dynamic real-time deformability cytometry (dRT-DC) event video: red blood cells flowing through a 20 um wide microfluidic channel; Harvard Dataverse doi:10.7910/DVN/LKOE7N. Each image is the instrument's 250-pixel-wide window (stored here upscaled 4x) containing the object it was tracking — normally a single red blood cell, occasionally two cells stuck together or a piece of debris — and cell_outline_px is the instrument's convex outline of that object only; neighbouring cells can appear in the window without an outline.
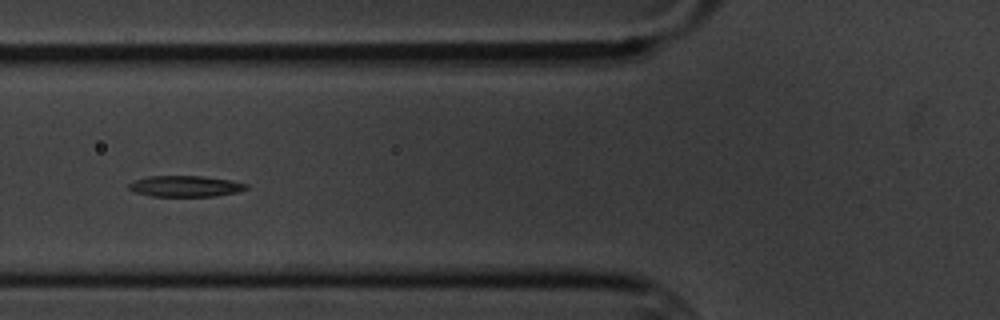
{"species": "common noctule bat (a hibernating species)", "species_latin": "Nyctalus noctula", "temperature_condition": "cold", "stored_images_in_passage": 7, "camera_frame_rate_fps": 3000, "um_per_image_px": 0.085, "animal": {"sex": "male", "body_mass_g": 20.1, "forearm_length_mm": 53.5}, "frame": {"image": 1, "passage_image": 6, "time_ms": 6.0, "image_size_px": [1000, 320], "cell_outline_px": [[248, 188], [236, 192], [216, 196], [152, 196], [136, 192], [128, 188], [128, 184], [132, 180], [148, 176], [204, 176], [228, 180], [248, 184]], "centroid_in_image_um": [15.72, 15.82], "position_along_channel_um": 110.1, "area_um2": 14.33}}
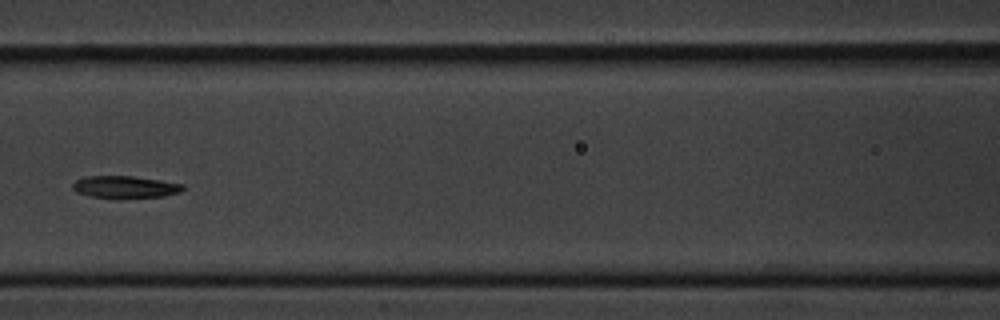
{"frame": {"image": 2, "passage_image": 7, "time_ms": 7.333, "image_size_px": [1000, 320], "cell_outline_px": [[184, 188], [180, 192], [164, 196], [92, 196], [76, 192], [72, 188], [72, 184], [76, 180], [84, 176], [132, 176], [160, 180], [184, 184]], "centroid_in_image_um": [10.62, 15.85], "position_along_channel_um": 156.0, "area_um2": 13.64}}